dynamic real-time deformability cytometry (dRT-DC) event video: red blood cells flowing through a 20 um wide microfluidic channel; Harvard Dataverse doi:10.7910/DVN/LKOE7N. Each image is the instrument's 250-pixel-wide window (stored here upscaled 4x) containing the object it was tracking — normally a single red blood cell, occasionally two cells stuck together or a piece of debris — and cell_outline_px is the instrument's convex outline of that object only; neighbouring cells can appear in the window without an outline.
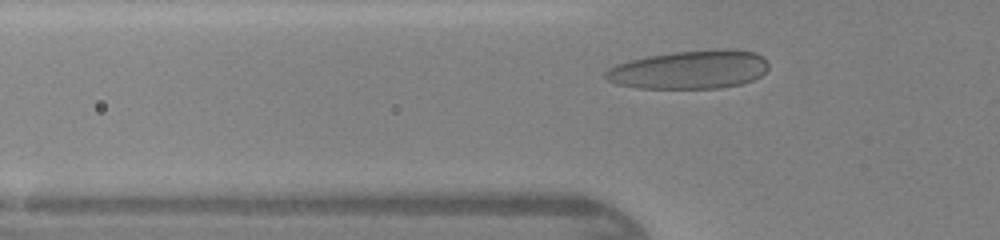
{"species": "human", "species_latin": "Homo sapiens", "temperature_condition": "warm", "stored_images_in_passage": 31, "camera_frame_rate_fps": 3000, "um_per_image_px": 0.085, "donor": {"sex": "female"}, "frame": {"image": 1, "passage_image": 6, "time_ms": 1.667, "image_size_px": [1000, 240], "cell_outline_px": [[768, 68], [760, 76], [752, 80], [740, 84], [720, 88], [640, 88], [616, 84], [608, 80], [604, 76], [604, 72], [608, 68], [616, 64], [648, 56], [672, 52], [724, 48], [728, 48], [756, 52], [764, 56], [768, 60]], "centroid_in_image_um": [58.65, 5.91], "position_along_channel_um": 67.1, "area_um2": 36.82}}
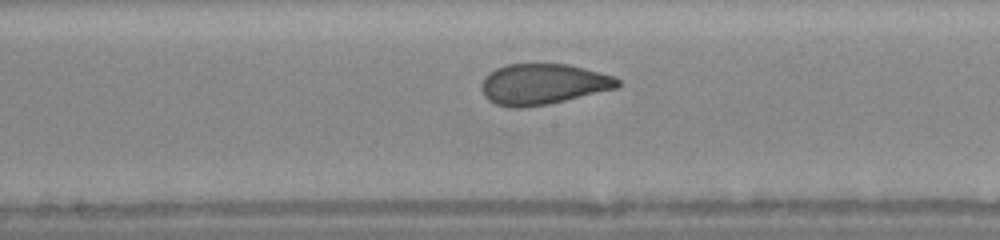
{"frame": {"image": 2, "passage_image": 15, "time_ms": 4.667, "image_size_px": [1000, 240], "cell_outline_px": [[624, 84], [616, 88], [548, 104], [524, 108], [512, 108], [496, 104], [488, 100], [484, 96], [480, 88], [480, 84], [484, 76], [488, 72], [496, 68], [508, 64], [568, 64], [584, 68], [612, 76], [620, 80]], "centroid_in_image_um": [46.11, 7.16], "position_along_channel_um": 202.1, "area_um2": 32.48}}
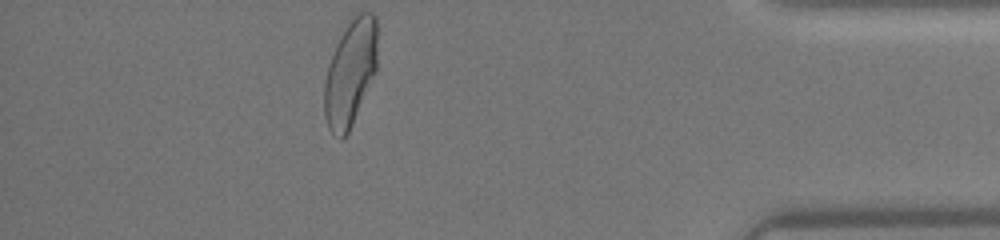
{"frame": {"image": 3, "passage_image": 31, "time_ms": 10.0, "image_size_px": [1000, 240], "cell_outline_px": [[376, 72], [352, 124], [348, 132], [340, 140], [328, 128], [324, 116], [324, 84], [328, 68], [336, 44], [340, 36], [356, 12], [372, 12], [376, 16]], "centroid_in_image_um": [29.77, 6.19], "position_along_channel_um": 405.4, "area_um2": 32.54}}